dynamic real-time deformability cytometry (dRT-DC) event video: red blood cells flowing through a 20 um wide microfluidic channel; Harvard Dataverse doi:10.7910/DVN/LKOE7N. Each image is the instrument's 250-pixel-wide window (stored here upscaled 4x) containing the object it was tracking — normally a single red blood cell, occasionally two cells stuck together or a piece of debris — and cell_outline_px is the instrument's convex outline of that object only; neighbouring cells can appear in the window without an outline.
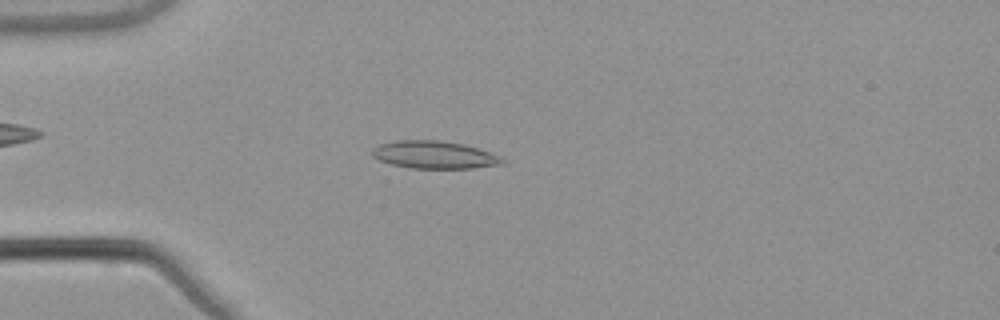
{"species": "common noctule bat (a hibernating species)", "species_latin": "Nyctalus noctula", "temperature_condition": "warm", "stored_images_in_passage": 53, "camera_frame_rate_fps": 3000, "um_per_image_px": 0.085, "animal": {"sex": "male", "body_mass_g": 21.5, "forearm_length_mm": 52.0}, "frame": {"image": 1, "passage_image": 14, "time_ms": 4.333, "image_size_px": [1000, 320], "cell_outline_px": [[504, 164], [472, 168], [412, 168], [392, 164], [380, 160], [372, 156], [372, 148], [380, 144], [396, 140], [440, 140], [464, 144], [500, 156], [504, 160]], "centroid_in_image_um": [36.9, 13.15], "position_along_channel_um": 48.1, "area_um2": 20.81}}
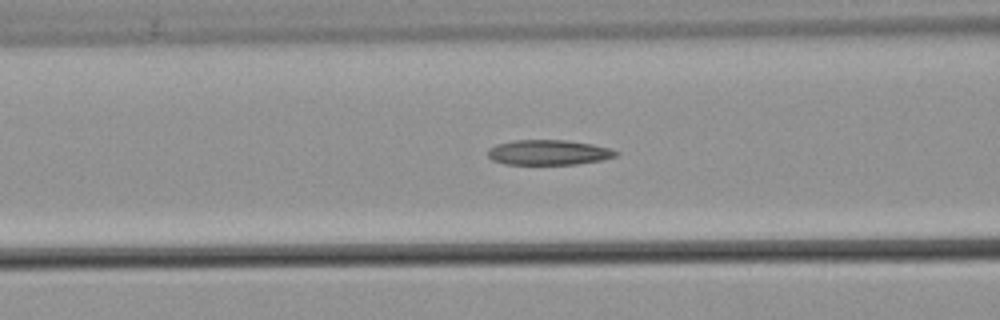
{"frame": {"image": 2, "passage_image": 21, "time_ms": 6.667, "image_size_px": [1000, 320], "cell_outline_px": [[620, 152], [616, 156], [600, 160], [576, 164], [504, 164], [492, 160], [488, 156], [488, 148], [496, 144], [512, 140], [564, 140], [592, 144], [608, 148]], "centroid_in_image_um": [46.58, 12.95], "position_along_channel_um": 120.0, "area_um2": 18.67}}
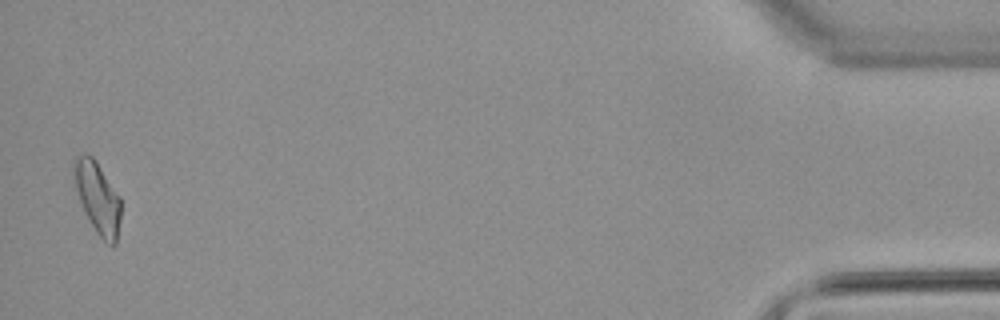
{"frame": {"image": 3, "passage_image": 52, "time_ms": 17.0, "image_size_px": [1000, 320], "cell_outline_px": [[120, 220], [116, 244], [112, 248], [96, 232], [80, 200], [76, 188], [72, 168], [72, 160], [80, 156], [92, 156], [96, 160], [120, 196]], "centroid_in_image_um": [8.32, 16.8], "position_along_channel_um": 426.9, "area_um2": 19.19}, "authors_computed_cell_mechanics": {"area_um2": 19.074, "velocity_mm_per_s": 3.8336, "shape_relaxation_time_tau1_ms": null, "shape_relaxation_time_tau2_ms": 3.8631, "deformation_change_tau1": null, "deformation_change_tau2": 0.1165}}